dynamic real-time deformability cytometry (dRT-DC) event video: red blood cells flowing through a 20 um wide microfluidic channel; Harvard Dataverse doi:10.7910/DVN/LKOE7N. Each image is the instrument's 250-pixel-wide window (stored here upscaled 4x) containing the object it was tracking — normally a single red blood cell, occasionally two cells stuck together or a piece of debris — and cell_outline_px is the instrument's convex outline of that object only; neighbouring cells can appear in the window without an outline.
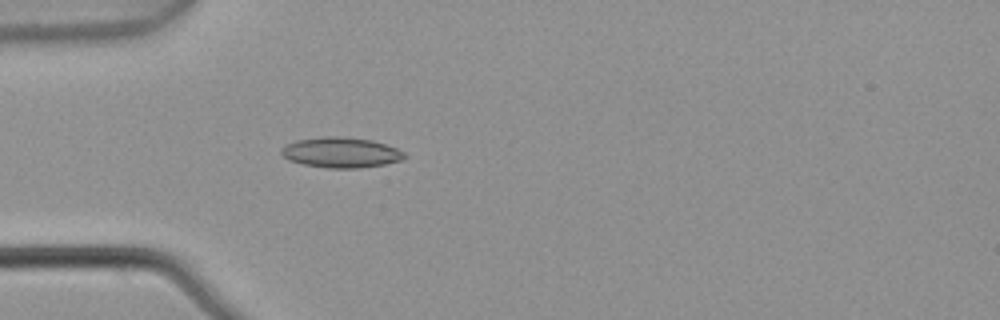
{"species": "common noctule bat (a hibernating species)", "species_latin": "Nyctalus noctula", "temperature_condition": "warm", "stored_images_in_passage": 3, "camera_frame_rate_fps": 3000, "um_per_image_px": 0.085, "animal": {"sex": "male", "body_mass_g": 21.5, "forearm_length_mm": 52.0}, "frame": {"image": 1, "passage_image": 3, "time_ms": 0.667, "image_size_px": [1000, 320], "cell_outline_px": [[408, 156], [400, 160], [384, 164], [360, 168], [328, 168], [304, 164], [288, 160], [280, 152], [280, 148], [296, 140], [324, 136], [336, 136], [372, 140], [396, 148], [404, 152]], "centroid_in_image_um": [28.97, 12.96], "position_along_channel_um": 56.0, "area_um2": 21.68}}